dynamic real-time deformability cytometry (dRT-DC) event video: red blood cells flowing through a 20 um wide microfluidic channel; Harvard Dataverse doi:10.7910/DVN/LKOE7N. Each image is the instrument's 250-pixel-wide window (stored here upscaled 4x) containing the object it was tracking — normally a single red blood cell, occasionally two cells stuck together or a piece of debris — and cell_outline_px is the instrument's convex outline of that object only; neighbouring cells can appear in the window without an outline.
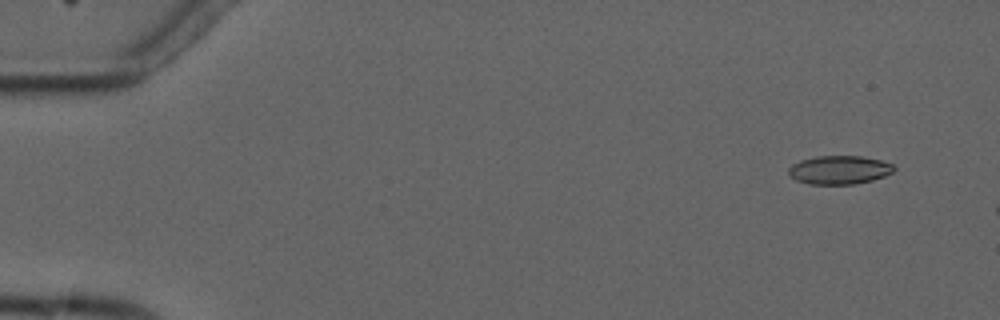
{"species": "common noctule bat (a hibernating species)", "species_latin": "Nyctalus noctula", "temperature_condition": "cold", "stored_images_in_passage": 3, "camera_frame_rate_fps": 3000, "um_per_image_px": 0.085, "animal": {"sex": "male", "forearm_length_mm": 52.5}, "frame": {"image": 1, "passage_image": 2, "time_ms": 1.0, "image_size_px": [1000, 320], "cell_outline_px": [[896, 168], [892, 172], [884, 176], [872, 180], [852, 184], [808, 184], [796, 180], [788, 172], [788, 168], [792, 164], [800, 160], [816, 156], [860, 156], [880, 160], [892, 164]], "centroid_in_image_um": [71.32, 14.44], "position_along_channel_um": 13.7, "area_um2": 17.46}}